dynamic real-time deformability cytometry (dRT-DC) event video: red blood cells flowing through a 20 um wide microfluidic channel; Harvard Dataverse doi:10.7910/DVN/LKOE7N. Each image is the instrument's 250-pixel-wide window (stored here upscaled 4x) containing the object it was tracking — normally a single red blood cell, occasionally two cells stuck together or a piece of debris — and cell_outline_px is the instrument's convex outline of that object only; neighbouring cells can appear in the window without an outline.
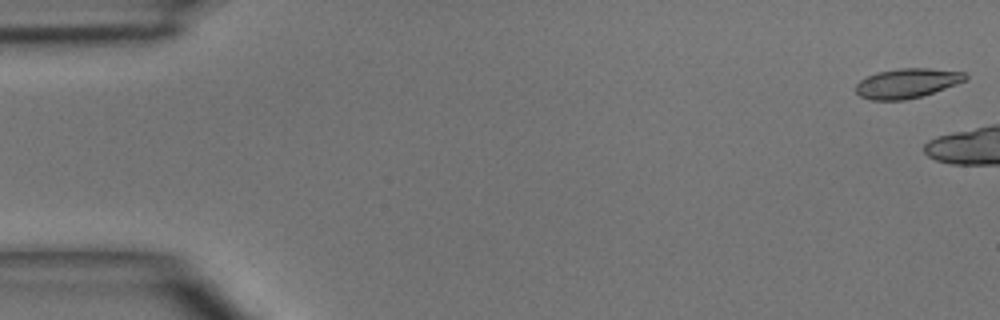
{"species": "common noctule bat (a hibernating species)", "species_latin": "Nyctalus noctula", "temperature_condition": "room temperature", "stored_images_in_passage": 3, "camera_frame_rate_fps": 3000, "um_per_image_px": 0.085, "animal": {"sex": "male", "body_mass_g": 15.6}, "frame": {"image": 1, "passage_image": 1, "time_ms": 0.0, "image_size_px": [1000, 320], "cell_outline_px": [[968, 80], [920, 96], [904, 100], [872, 100], [860, 96], [856, 92], [856, 84], [860, 80], [876, 72], [900, 68], [928, 68], [964, 72], [968, 76]], "centroid_in_image_um": [77.09, 7.06], "position_along_channel_um": 7.9, "area_um2": 18.79}}